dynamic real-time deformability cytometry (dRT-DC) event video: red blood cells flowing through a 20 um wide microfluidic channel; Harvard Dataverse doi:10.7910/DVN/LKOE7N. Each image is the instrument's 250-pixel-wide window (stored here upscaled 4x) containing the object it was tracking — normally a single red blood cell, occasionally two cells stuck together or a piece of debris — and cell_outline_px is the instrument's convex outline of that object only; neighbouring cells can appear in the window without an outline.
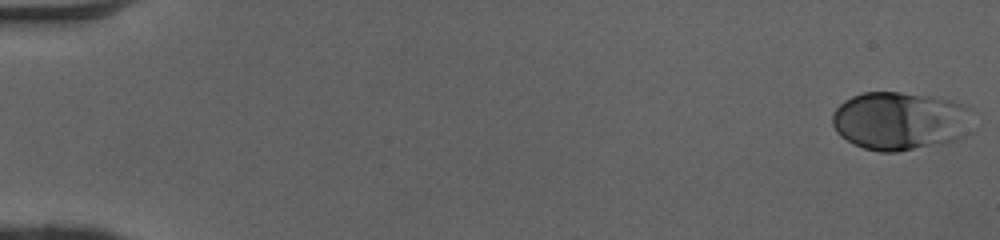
{"species": "human", "species_latin": "Homo sapiens", "temperature_condition": "cold", "stored_images_in_passage": 50, "camera_frame_rate_fps": 3000, "um_per_image_px": 0.085, "donor": {"sex": "female"}, "frame": {"image": 1, "passage_image": 1, "time_ms": 0.0, "image_size_px": [1000, 240], "cell_outline_px": [[968, 132], [964, 136], [956, 140], [896, 152], [880, 152], [864, 148], [852, 144], [840, 136], [836, 132], [832, 124], [832, 112], [844, 100], [852, 96], [864, 92], [900, 92], [928, 96], [952, 100], [968, 108]], "centroid_in_image_um": [76.42, 10.28], "position_along_channel_um": 8.6, "area_um2": 47.45}}
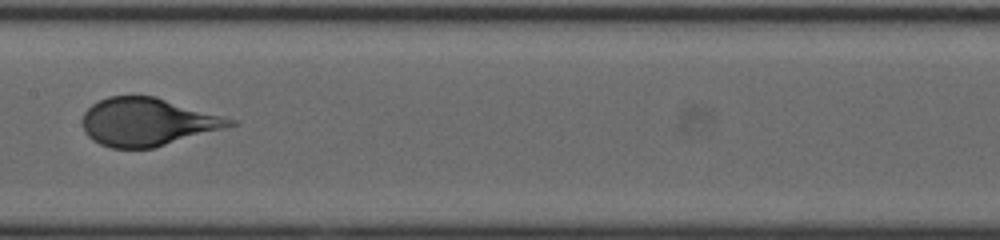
{"frame": {"image": 2, "passage_image": 27, "time_ms": 8.667, "image_size_px": [1000, 240], "cell_outline_px": [[236, 124], [224, 128], [152, 148], [112, 148], [100, 144], [92, 140], [84, 132], [84, 112], [92, 104], [108, 96], [156, 96], [236, 120]], "centroid_in_image_um": [12.51, 10.36], "position_along_channel_um": 194.9, "area_um2": 40.69}}
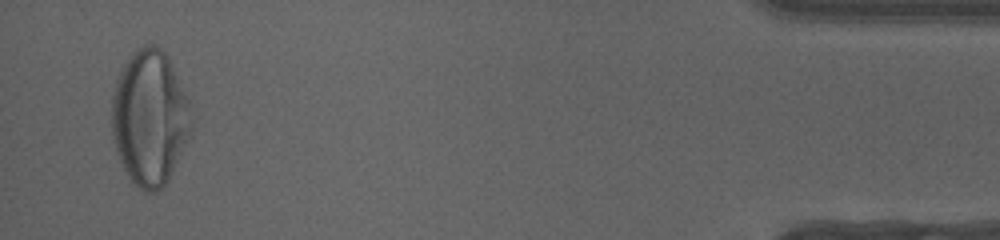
{"frame": {"image": 3, "passage_image": 49, "time_ms": 16.0, "image_size_px": [1000, 240], "cell_outline_px": [[192, 132], [168, 180], [156, 192], [148, 192], [140, 188], [128, 176], [116, 152], [112, 140], [112, 96], [116, 80], [128, 56], [136, 48], [144, 44], [152, 44], [160, 48], [168, 56], [188, 100], [192, 120]], "centroid_in_image_um": [12.72, 9.99], "position_along_channel_um": 422.5, "area_um2": 62.71}, "authors_computed_cell_mechanics": {"area_um2": 44.3037, "velocity_mm_per_s": 4.0754, "shape_relaxation_time_tau1_ms": 3.7022, "shape_relaxation_time_tau2_ms": null, "deformation_change_tau1": 0.1869, "deformation_change_tau2": null}}